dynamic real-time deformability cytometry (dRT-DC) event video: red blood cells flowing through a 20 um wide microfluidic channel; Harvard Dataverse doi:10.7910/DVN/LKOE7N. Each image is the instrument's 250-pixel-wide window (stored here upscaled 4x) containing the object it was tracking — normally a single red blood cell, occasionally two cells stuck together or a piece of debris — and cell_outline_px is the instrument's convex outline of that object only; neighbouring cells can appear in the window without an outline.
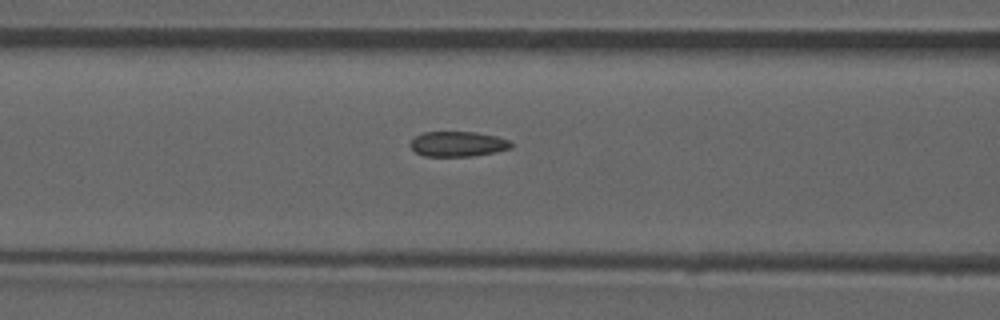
{"species": "common noctule bat (a hibernating species)", "species_latin": "Nyctalus noctula", "temperature_condition": "room temperature", "stored_images_in_passage": 39, "camera_frame_rate_fps": 3000, "um_per_image_px": 0.085, "animal": {"sex": "male", "forearm_length_mm": 52.5}, "frame": {"image": 1, "passage_image": 12, "time_ms": 3.667, "image_size_px": [1000, 320], "cell_outline_px": [[512, 148], [496, 152], [472, 156], [424, 156], [416, 152], [408, 144], [416, 136], [424, 132], [476, 132], [496, 136], [508, 140], [512, 144]], "centroid_in_image_um": [38.92, 12.24], "position_along_channel_um": 127.7, "area_um2": 14.74}}